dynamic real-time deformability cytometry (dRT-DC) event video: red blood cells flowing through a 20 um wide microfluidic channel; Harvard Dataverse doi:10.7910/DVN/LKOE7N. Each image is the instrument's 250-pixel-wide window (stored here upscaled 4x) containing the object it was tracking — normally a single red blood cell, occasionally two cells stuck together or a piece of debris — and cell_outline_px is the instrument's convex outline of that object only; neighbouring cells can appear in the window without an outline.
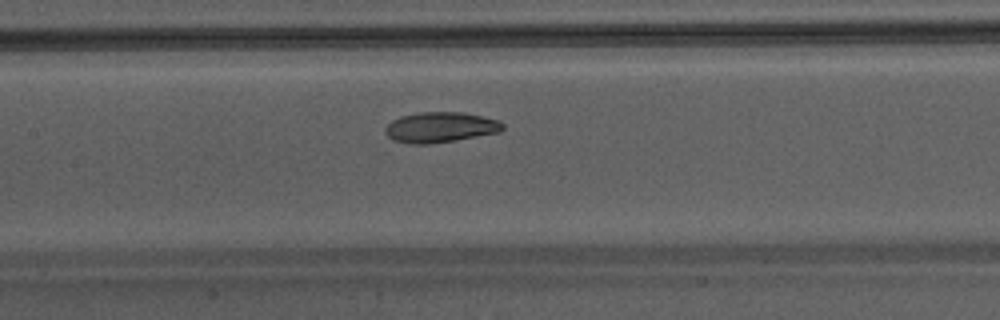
{"species": "Egyptian fruit bat (a non-hibernating species)", "species_latin": "Rousettus aegyptiacus", "temperature_condition": "warm", "stored_images_in_passage": 39, "segment_of_instrument_passage": [1, 2], "camera_frame_rate_fps": 3000, "um_per_image_px": 0.085, "animal": {"sex": "male"}, "frame": {"image": 1, "passage_image": 14, "time_ms": 4.333, "image_size_px": [1000, 320], "cell_outline_px": [[504, 128], [500, 132], [428, 144], [408, 144], [392, 140], [384, 132], [384, 128], [392, 120], [400, 116], [416, 112], [464, 112], [496, 120], [504, 124]], "centroid_in_image_um": [37.36, 10.81], "position_along_channel_um": 170.0, "area_um2": 20.75}}
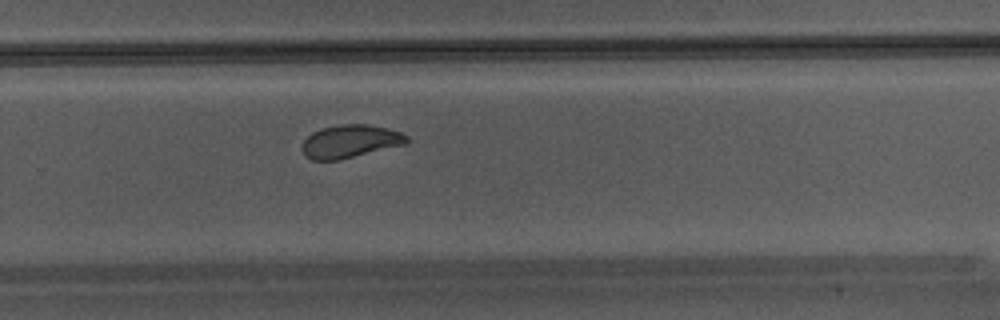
{"frame": {"image": 2, "passage_image": 23, "time_ms": 7.333, "image_size_px": [1000, 320], "cell_outline_px": [[408, 140], [404, 144], [336, 160], [312, 160], [304, 156], [300, 148], [304, 140], [312, 132], [324, 128], [340, 124], [368, 124], [388, 128], [400, 132], [408, 136]], "centroid_in_image_um": [29.71, 12.01], "position_along_channel_um": 300.1, "area_um2": 19.88}}
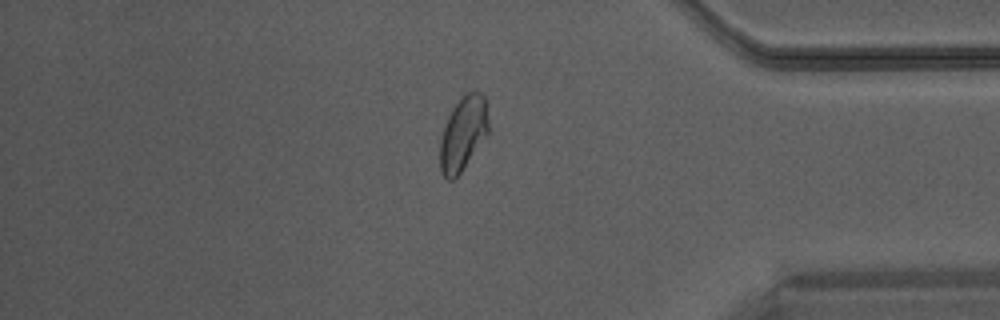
{"frame": {"image": 3, "passage_image": 31, "time_ms": 10.0, "image_size_px": [1000, 320], "cell_outline_px": [[488, 132], [460, 172], [452, 180], [448, 180], [444, 176], [440, 168], [440, 140], [448, 116], [452, 108], [468, 92], [480, 92], [484, 96], [488, 120]], "centroid_in_image_um": [39.35, 11.34], "position_along_channel_um": 395.9, "area_um2": 20.23}}